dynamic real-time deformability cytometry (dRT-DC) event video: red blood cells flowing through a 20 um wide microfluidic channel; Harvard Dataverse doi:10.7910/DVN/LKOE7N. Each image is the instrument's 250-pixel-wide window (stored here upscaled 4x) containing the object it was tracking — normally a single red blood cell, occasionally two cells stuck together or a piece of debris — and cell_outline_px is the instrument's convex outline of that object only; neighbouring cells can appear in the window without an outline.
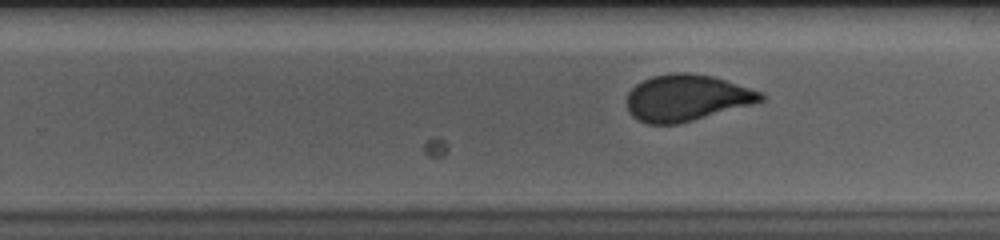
{"species": "human", "species_latin": "Homo sapiens", "temperature_condition": "cold", "stored_images_in_passage": 22, "camera_frame_rate_fps": 3000, "um_per_image_px": 0.085, "donor": {"sex": "male"}, "frame": {"image": 1, "passage_image": 22, "time_ms": 7.0, "image_size_px": [1000, 240], "cell_outline_px": [[764, 100], [752, 104], [680, 124], [648, 124], [632, 116], [628, 112], [628, 92], [636, 84], [652, 76], [672, 72], [688, 72], [712, 76], [760, 92], [764, 96]], "centroid_in_image_um": [58.33, 8.32], "position_along_channel_um": 271.5, "area_um2": 35.95}}